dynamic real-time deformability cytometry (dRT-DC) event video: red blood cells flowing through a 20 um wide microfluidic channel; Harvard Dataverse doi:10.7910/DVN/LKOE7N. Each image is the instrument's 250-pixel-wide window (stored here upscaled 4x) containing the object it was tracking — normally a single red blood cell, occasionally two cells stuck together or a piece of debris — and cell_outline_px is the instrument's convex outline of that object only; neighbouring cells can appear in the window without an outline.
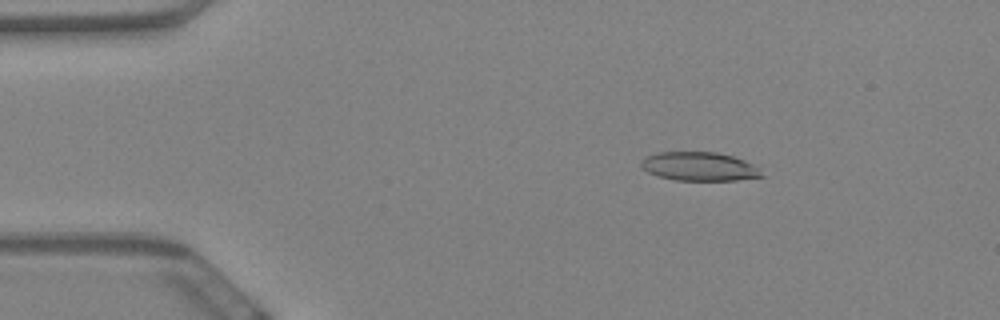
{"species": "Egyptian fruit bat (a non-hibernating species)", "species_latin": "Rousettus aegyptiacus", "temperature_condition": "warm", "stored_images_in_passage": 56, "camera_frame_rate_fps": 3000, "um_per_image_px": 0.085, "animal": {"sex": "female"}, "frame": {"image": 1, "passage_image": 6, "time_ms": 1.667, "image_size_px": [1000, 320], "cell_outline_px": [[764, 176], [736, 180], [676, 180], [656, 176], [648, 172], [640, 164], [648, 156], [656, 152], [716, 152], [732, 156], [744, 160], [752, 164]], "centroid_in_image_um": [59.42, 14.15], "position_along_channel_um": 25.6, "area_um2": 19.88}}
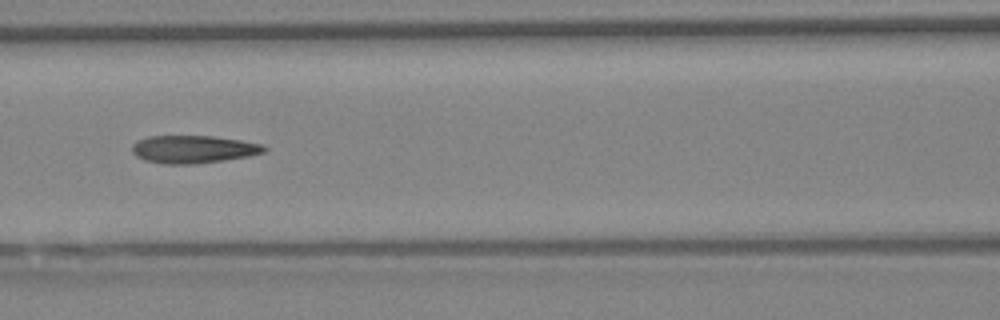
{"frame": {"image": 2, "passage_image": 23, "time_ms": 7.333, "image_size_px": [1000, 320], "cell_outline_px": [[268, 148], [264, 152], [248, 156], [224, 160], [196, 164], [164, 164], [144, 160], [136, 156], [132, 152], [132, 144], [136, 140], [148, 136], [212, 136], [240, 140], [264, 144]], "centroid_in_image_um": [16.42, 12.68], "position_along_channel_um": 150.2, "area_um2": 21.5}}
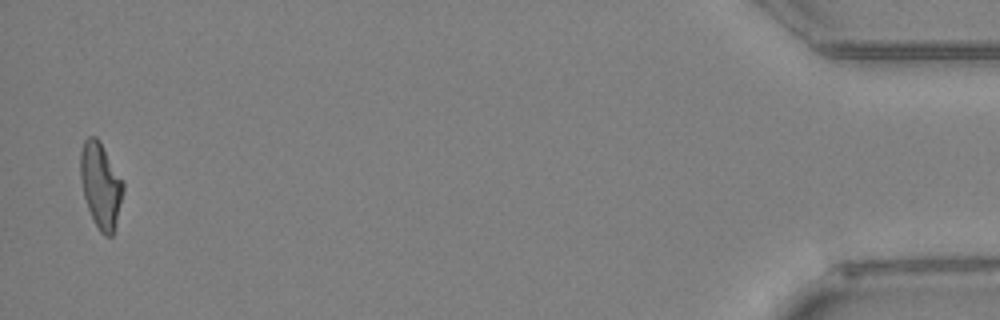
{"frame": {"image": 3, "passage_image": 55, "time_ms": 18.0, "image_size_px": [1000, 320], "cell_outline_px": [[124, 188], [112, 236], [104, 236], [100, 232], [88, 208], [84, 196], [80, 176], [80, 152], [84, 140], [88, 136], [96, 136], [124, 184]], "centroid_in_image_um": [8.53, 15.74], "position_along_channel_um": 426.7, "area_um2": 20.63}, "authors_computed_cell_mechanics": {"area_um2": 21.2993, "velocity_mm_per_s": 3.4381, "shape_relaxation_time_tau1_ms": null, "shape_relaxation_time_tau2_ms": 2.2325, "deformation_change_tau1": null, "deformation_change_tau2": 0.118}}